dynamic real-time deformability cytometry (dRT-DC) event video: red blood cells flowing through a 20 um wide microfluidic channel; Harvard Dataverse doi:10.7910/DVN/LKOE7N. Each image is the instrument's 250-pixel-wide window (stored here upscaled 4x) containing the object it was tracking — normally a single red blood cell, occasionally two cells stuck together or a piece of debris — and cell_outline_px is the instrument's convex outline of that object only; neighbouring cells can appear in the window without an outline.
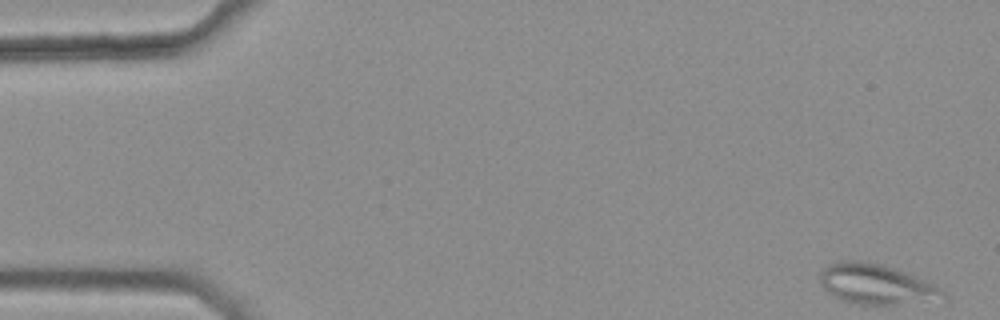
{"species": "common noctule bat (a hibernating species)", "species_latin": "Nyctalus noctula", "temperature_condition": "warm", "stored_images_in_passage": 43, "camera_frame_rate_fps": 3000, "um_per_image_px": 0.085, "animal": {"sex": "female", "body_mass_g": 25.1}, "frame": {"image": 1, "passage_image": 1, "time_ms": 0.0, "image_size_px": [1000, 320], "cell_outline_px": [[944, 296], [924, 300], [896, 304], [848, 304], [832, 296], [820, 284], [820, 272], [828, 264], [840, 260], [860, 260], [884, 264], [924, 280], [940, 288], [944, 292]], "centroid_in_image_um": [74.32, 24.13], "position_along_channel_um": 10.7, "area_um2": 28.38}}
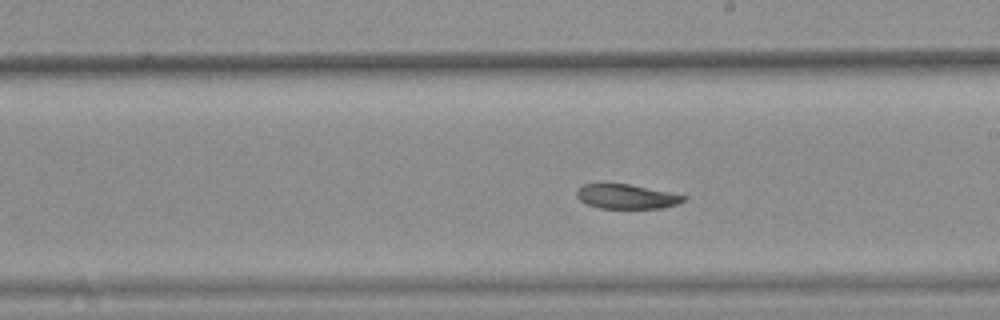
{"frame": {"image": 2, "passage_image": 29, "time_ms": 9.333, "image_size_px": [1000, 320], "cell_outline_px": [[688, 196], [684, 200], [676, 204], [660, 208], [600, 208], [588, 204], [580, 200], [576, 196], [576, 192], [584, 184], [628, 184]], "centroid_in_image_um": [53.25, 16.71], "position_along_channel_um": 235.8, "area_um2": 14.91}}
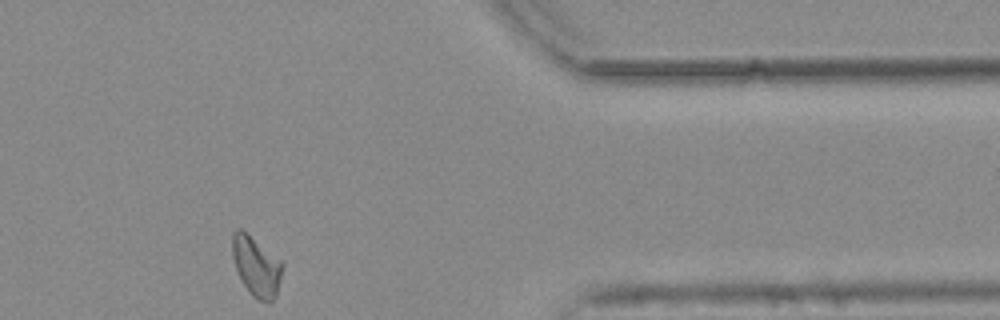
{"frame": {"image": 3, "passage_image": 43, "time_ms": 14.0, "image_size_px": [1000, 320], "cell_outline_px": [[284, 264], [276, 296], [268, 304], [252, 296], [236, 272], [232, 256], [232, 232], [236, 228], [240, 228], [280, 260]], "centroid_in_image_um": [21.77, 22.65], "position_along_channel_um": 389.6, "area_um2": 17.34}, "authors_computed_cell_mechanics": {"area_um2": 17.5712, "velocity_mm_per_s": 3.7746, "shape_relaxation_time_tau1_ms": null, "shape_relaxation_time_tau2_ms": 6.1588, "deformation_change_tau1": null, "deformation_change_tau2": 0.1069}}